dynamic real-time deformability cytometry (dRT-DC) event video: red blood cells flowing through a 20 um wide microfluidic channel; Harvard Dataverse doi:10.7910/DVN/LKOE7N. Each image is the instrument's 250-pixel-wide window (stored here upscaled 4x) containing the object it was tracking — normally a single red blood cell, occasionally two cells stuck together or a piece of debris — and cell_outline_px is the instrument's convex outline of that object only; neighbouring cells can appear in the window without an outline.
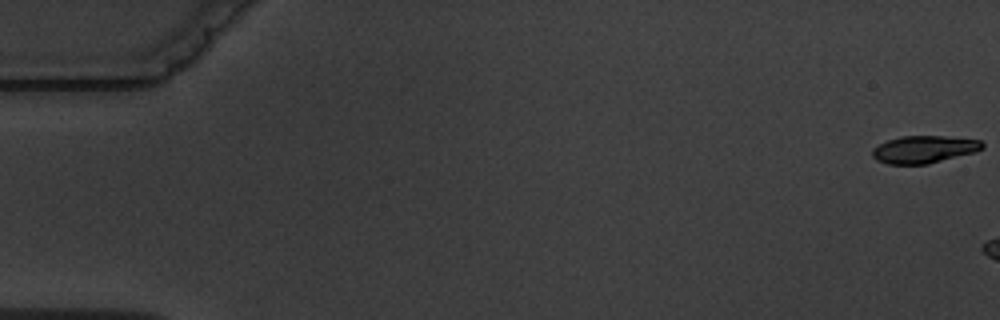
{"species": "common noctule bat (a hibernating species)", "species_latin": "Nyctalus noctula", "temperature_condition": "warm", "stored_images_in_passage": 3, "camera_frame_rate_fps": 3000, "um_per_image_px": 0.085, "animal": {"sex": "male", "body_mass_g": 19.5, "forearm_length_mm": 54.6}, "frame": {"image": 1, "passage_image": 1, "time_ms": 0.0, "image_size_px": [1000, 320], "cell_outline_px": [[984, 148], [976, 152], [928, 164], [888, 164], [876, 160], [872, 156], [872, 148], [888, 140], [900, 136], [944, 136], [980, 140], [984, 144]], "centroid_in_image_um": [78.55, 12.7], "position_along_channel_um": 6.5, "area_um2": 17.63}}